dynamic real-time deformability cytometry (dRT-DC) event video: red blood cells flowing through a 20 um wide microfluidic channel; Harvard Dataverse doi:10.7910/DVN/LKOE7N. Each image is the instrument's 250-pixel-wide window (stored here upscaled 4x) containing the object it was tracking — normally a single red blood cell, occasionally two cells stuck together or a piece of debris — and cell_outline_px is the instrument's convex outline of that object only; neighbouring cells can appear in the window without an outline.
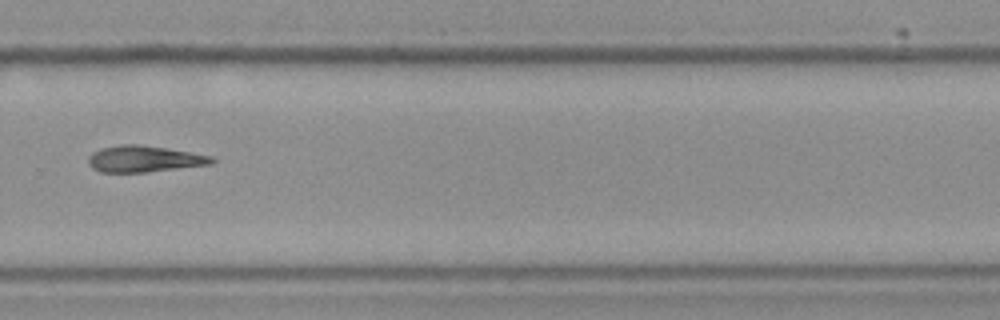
{"species": "Egyptian fruit bat (a non-hibernating species)", "species_latin": "Rousettus aegyptiacus", "temperature_condition": "cold", "stored_images_in_passage": 16, "camera_frame_rate_fps": 3000, "um_per_image_px": 0.085, "frame": {"image": 1, "passage_image": 12, "time_ms": 3.667, "image_size_px": [1000, 320], "cell_outline_px": [[216, 160], [212, 164], [144, 172], [100, 172], [92, 168], [88, 164], [88, 156], [92, 152], [100, 148], [120, 144], [140, 144], [168, 148], [192, 152], [212, 156]], "centroid_in_image_um": [12.23, 13.49], "position_along_channel_um": 317.6, "area_um2": 19.13}}